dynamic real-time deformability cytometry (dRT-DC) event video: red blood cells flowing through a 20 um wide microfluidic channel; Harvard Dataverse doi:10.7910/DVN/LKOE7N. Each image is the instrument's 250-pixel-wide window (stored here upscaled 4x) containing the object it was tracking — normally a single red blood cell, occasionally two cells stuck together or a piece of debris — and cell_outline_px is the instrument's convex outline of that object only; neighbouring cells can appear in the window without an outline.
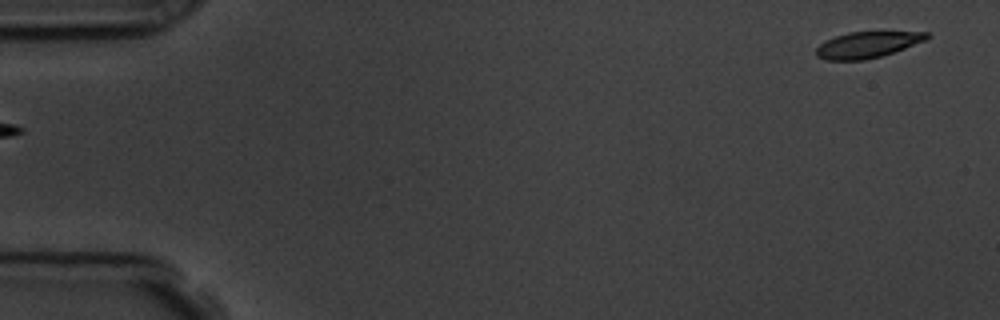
{"species": "common noctule bat (a hibernating species)", "species_latin": "Nyctalus noctula", "temperature_condition": "room temperature", "stored_images_in_passage": 14, "camera_frame_rate_fps": 3000, "um_per_image_px": 0.085, "animal": {"sex": "male", "body_mass_g": 19.5, "forearm_length_mm": 54.6}, "frame": {"image": 1, "passage_image": 1, "time_ms": 0.0, "image_size_px": [1000, 320], "cell_outline_px": [[932, 36], [928, 40], [880, 56], [864, 60], [828, 60], [816, 56], [816, 48], [824, 40], [848, 32], [928, 32]], "centroid_in_image_um": [73.73, 3.8], "position_along_channel_um": 11.3, "area_um2": 16.82}}
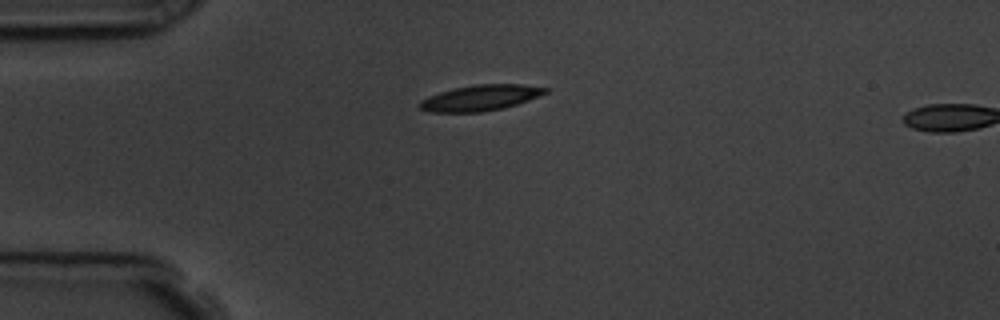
{"frame": {"image": 2, "passage_image": 13, "time_ms": 4.0, "image_size_px": [1000, 320], "cell_outline_px": [[548, 92], [528, 100], [504, 108], [480, 112], [432, 112], [420, 108], [420, 100], [428, 96], [452, 88], [472, 84], [524, 84], [548, 88]], "centroid_in_image_um": [40.84, 8.3], "position_along_channel_um": 44.2, "area_um2": 18.84}}